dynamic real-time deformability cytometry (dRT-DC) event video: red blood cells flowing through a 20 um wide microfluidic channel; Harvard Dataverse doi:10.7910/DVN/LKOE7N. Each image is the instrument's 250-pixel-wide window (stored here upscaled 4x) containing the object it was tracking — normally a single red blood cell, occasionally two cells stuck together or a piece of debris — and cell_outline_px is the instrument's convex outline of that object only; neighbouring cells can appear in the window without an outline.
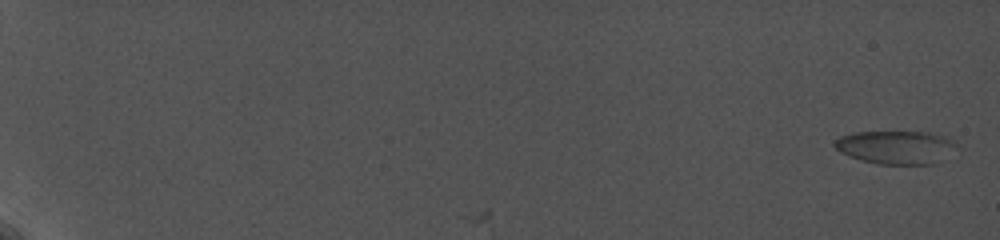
{"species": "common noctule bat (a hibernating species)", "species_latin": "Nyctalus noctula", "temperature_condition": "cold", "stored_images_in_passage": 5, "camera_frame_rate_fps": 5000, "um_per_image_px": 0.085, "animal": {"sex": "female", "body_mass_g": 19.0, "forearm_length_mm": 56.7}, "frame": {"image": 1, "passage_image": 1, "time_ms": 0.0, "image_size_px": [1000, 240], "cell_outline_px": [[956, 144], [936, 164], [876, 164], [860, 160], [848, 156], [840, 152], [832, 144], [832, 140], [840, 136], [856, 132], [928, 132], [952, 140]], "centroid_in_image_um": [76.03, 12.52], "position_along_channel_um": 9.0, "area_um2": 23.41}}